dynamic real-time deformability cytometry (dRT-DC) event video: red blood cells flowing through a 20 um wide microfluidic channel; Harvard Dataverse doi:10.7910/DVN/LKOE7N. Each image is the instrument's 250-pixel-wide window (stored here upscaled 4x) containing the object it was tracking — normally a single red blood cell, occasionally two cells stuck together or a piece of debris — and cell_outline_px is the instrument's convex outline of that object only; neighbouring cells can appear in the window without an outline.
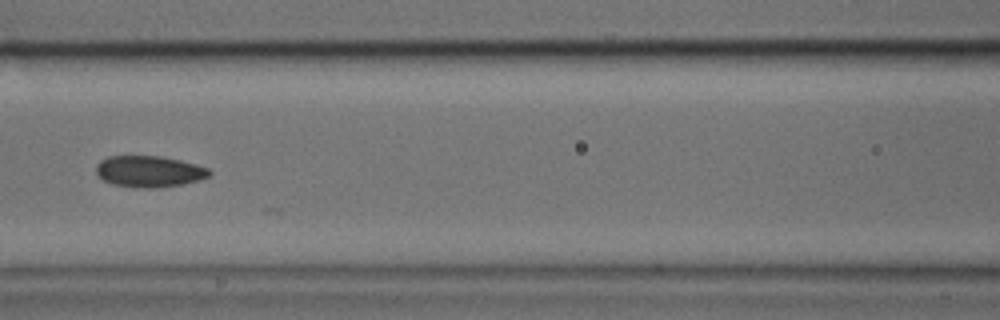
{"species": "common noctule bat (a hibernating species)", "species_latin": "Nyctalus noctula", "temperature_condition": "cold", "stored_images_in_passage": 17, "camera_frame_rate_fps": 3000, "um_per_image_px": 0.085, "animal": {"sex": "male", "body_mass_g": 17.9, "forearm_length_mm": 54.2}, "frame": {"image": 1, "passage_image": 11, "time_ms": 3.333, "image_size_px": [1000, 320], "cell_outline_px": [[212, 172], [208, 176], [200, 180], [184, 184], [152, 188], [144, 188], [112, 184], [104, 180], [96, 172], [96, 164], [100, 160], [108, 156], [160, 156], [180, 160], [196, 164], [208, 168]], "centroid_in_image_um": [12.69, 14.56], "position_along_channel_um": 153.9, "area_um2": 20.63}}